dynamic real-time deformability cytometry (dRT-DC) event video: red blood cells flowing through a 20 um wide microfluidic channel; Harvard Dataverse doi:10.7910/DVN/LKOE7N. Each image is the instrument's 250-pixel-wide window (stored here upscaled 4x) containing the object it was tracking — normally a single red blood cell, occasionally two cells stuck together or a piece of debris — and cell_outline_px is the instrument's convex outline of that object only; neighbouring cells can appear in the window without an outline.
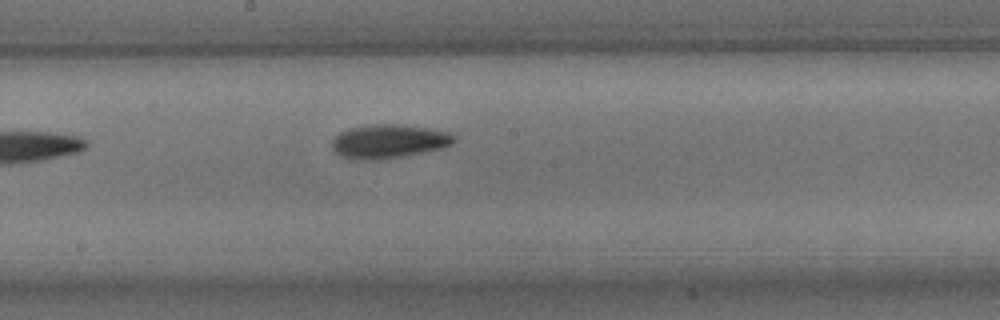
{"species": "common noctule bat (a hibernating species)", "species_latin": "Nyctalus noctula", "temperature_condition": "room temperature", "stored_images_in_passage": 8, "camera_frame_rate_fps": 3000, "um_per_image_px": 0.085, "animal": {"sex": "male", "body_mass_g": 15.6}, "frame": {"image": 1, "passage_image": 8, "time_ms": 9.0, "image_size_px": [1000, 320], "cell_outline_px": [[456, 140], [452, 144], [440, 148], [400, 156], [372, 160], [340, 156], [332, 148], [332, 140], [340, 132], [348, 128], [372, 124], [396, 124], [424, 128], [448, 132], [456, 136]], "centroid_in_image_um": [33.02, 11.99], "position_along_channel_um": 215.2, "area_um2": 23.47}}